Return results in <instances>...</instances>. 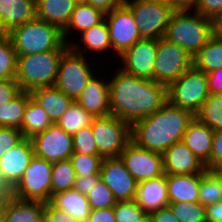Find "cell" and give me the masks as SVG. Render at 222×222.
Returning a JSON list of instances; mask_svg holds the SVG:
<instances>
[{
	"label": "cell",
	"mask_w": 222,
	"mask_h": 222,
	"mask_svg": "<svg viewBox=\"0 0 222 222\" xmlns=\"http://www.w3.org/2000/svg\"><path fill=\"white\" fill-rule=\"evenodd\" d=\"M75 0H41L36 7V17L63 30L75 9Z\"/></svg>",
	"instance_id": "cell-26"
},
{
	"label": "cell",
	"mask_w": 222,
	"mask_h": 222,
	"mask_svg": "<svg viewBox=\"0 0 222 222\" xmlns=\"http://www.w3.org/2000/svg\"><path fill=\"white\" fill-rule=\"evenodd\" d=\"M31 97L44 109L56 124L74 101L55 86L39 87L30 92Z\"/></svg>",
	"instance_id": "cell-24"
},
{
	"label": "cell",
	"mask_w": 222,
	"mask_h": 222,
	"mask_svg": "<svg viewBox=\"0 0 222 222\" xmlns=\"http://www.w3.org/2000/svg\"><path fill=\"white\" fill-rule=\"evenodd\" d=\"M198 0H172V7L175 10L195 9Z\"/></svg>",
	"instance_id": "cell-54"
},
{
	"label": "cell",
	"mask_w": 222,
	"mask_h": 222,
	"mask_svg": "<svg viewBox=\"0 0 222 222\" xmlns=\"http://www.w3.org/2000/svg\"><path fill=\"white\" fill-rule=\"evenodd\" d=\"M206 222H222V200L205 207Z\"/></svg>",
	"instance_id": "cell-53"
},
{
	"label": "cell",
	"mask_w": 222,
	"mask_h": 222,
	"mask_svg": "<svg viewBox=\"0 0 222 222\" xmlns=\"http://www.w3.org/2000/svg\"><path fill=\"white\" fill-rule=\"evenodd\" d=\"M50 202L57 209L67 212L79 222H86L91 210L87 195L74 189L53 194Z\"/></svg>",
	"instance_id": "cell-27"
},
{
	"label": "cell",
	"mask_w": 222,
	"mask_h": 222,
	"mask_svg": "<svg viewBox=\"0 0 222 222\" xmlns=\"http://www.w3.org/2000/svg\"><path fill=\"white\" fill-rule=\"evenodd\" d=\"M112 49L118 56L143 39L131 10L123 4L105 14Z\"/></svg>",
	"instance_id": "cell-12"
},
{
	"label": "cell",
	"mask_w": 222,
	"mask_h": 222,
	"mask_svg": "<svg viewBox=\"0 0 222 222\" xmlns=\"http://www.w3.org/2000/svg\"><path fill=\"white\" fill-rule=\"evenodd\" d=\"M209 94H222V68L207 74Z\"/></svg>",
	"instance_id": "cell-50"
},
{
	"label": "cell",
	"mask_w": 222,
	"mask_h": 222,
	"mask_svg": "<svg viewBox=\"0 0 222 222\" xmlns=\"http://www.w3.org/2000/svg\"><path fill=\"white\" fill-rule=\"evenodd\" d=\"M163 162L165 174H201L207 170L183 141L176 142L163 153Z\"/></svg>",
	"instance_id": "cell-18"
},
{
	"label": "cell",
	"mask_w": 222,
	"mask_h": 222,
	"mask_svg": "<svg viewBox=\"0 0 222 222\" xmlns=\"http://www.w3.org/2000/svg\"><path fill=\"white\" fill-rule=\"evenodd\" d=\"M179 222H206L205 207L198 202L169 203Z\"/></svg>",
	"instance_id": "cell-37"
},
{
	"label": "cell",
	"mask_w": 222,
	"mask_h": 222,
	"mask_svg": "<svg viewBox=\"0 0 222 222\" xmlns=\"http://www.w3.org/2000/svg\"><path fill=\"white\" fill-rule=\"evenodd\" d=\"M134 200L147 214L168 206L166 174L139 182Z\"/></svg>",
	"instance_id": "cell-20"
},
{
	"label": "cell",
	"mask_w": 222,
	"mask_h": 222,
	"mask_svg": "<svg viewBox=\"0 0 222 222\" xmlns=\"http://www.w3.org/2000/svg\"><path fill=\"white\" fill-rule=\"evenodd\" d=\"M67 50H52L17 57L15 80L20 90L31 92L39 87L55 85L59 63Z\"/></svg>",
	"instance_id": "cell-5"
},
{
	"label": "cell",
	"mask_w": 222,
	"mask_h": 222,
	"mask_svg": "<svg viewBox=\"0 0 222 222\" xmlns=\"http://www.w3.org/2000/svg\"><path fill=\"white\" fill-rule=\"evenodd\" d=\"M4 198H5V195L3 193H0V209H1V205H2Z\"/></svg>",
	"instance_id": "cell-58"
},
{
	"label": "cell",
	"mask_w": 222,
	"mask_h": 222,
	"mask_svg": "<svg viewBox=\"0 0 222 222\" xmlns=\"http://www.w3.org/2000/svg\"><path fill=\"white\" fill-rule=\"evenodd\" d=\"M87 199L91 210L113 208L117 202L111 190L101 179L87 195Z\"/></svg>",
	"instance_id": "cell-41"
},
{
	"label": "cell",
	"mask_w": 222,
	"mask_h": 222,
	"mask_svg": "<svg viewBox=\"0 0 222 222\" xmlns=\"http://www.w3.org/2000/svg\"><path fill=\"white\" fill-rule=\"evenodd\" d=\"M109 80L110 114L131 125L158 111L167 101V86L120 70Z\"/></svg>",
	"instance_id": "cell-1"
},
{
	"label": "cell",
	"mask_w": 222,
	"mask_h": 222,
	"mask_svg": "<svg viewBox=\"0 0 222 222\" xmlns=\"http://www.w3.org/2000/svg\"><path fill=\"white\" fill-rule=\"evenodd\" d=\"M86 222H116L113 208L90 210Z\"/></svg>",
	"instance_id": "cell-49"
},
{
	"label": "cell",
	"mask_w": 222,
	"mask_h": 222,
	"mask_svg": "<svg viewBox=\"0 0 222 222\" xmlns=\"http://www.w3.org/2000/svg\"><path fill=\"white\" fill-rule=\"evenodd\" d=\"M18 56L38 54L52 50H68L62 30L35 17L7 33Z\"/></svg>",
	"instance_id": "cell-4"
},
{
	"label": "cell",
	"mask_w": 222,
	"mask_h": 222,
	"mask_svg": "<svg viewBox=\"0 0 222 222\" xmlns=\"http://www.w3.org/2000/svg\"><path fill=\"white\" fill-rule=\"evenodd\" d=\"M73 138V152L84 155H99L94 136L91 131V126H87L74 135Z\"/></svg>",
	"instance_id": "cell-42"
},
{
	"label": "cell",
	"mask_w": 222,
	"mask_h": 222,
	"mask_svg": "<svg viewBox=\"0 0 222 222\" xmlns=\"http://www.w3.org/2000/svg\"><path fill=\"white\" fill-rule=\"evenodd\" d=\"M70 160L75 170L76 177L100 176V168L103 158L100 155H84L74 153Z\"/></svg>",
	"instance_id": "cell-38"
},
{
	"label": "cell",
	"mask_w": 222,
	"mask_h": 222,
	"mask_svg": "<svg viewBox=\"0 0 222 222\" xmlns=\"http://www.w3.org/2000/svg\"><path fill=\"white\" fill-rule=\"evenodd\" d=\"M156 1L164 2V3L170 4L172 6V0H156Z\"/></svg>",
	"instance_id": "cell-59"
},
{
	"label": "cell",
	"mask_w": 222,
	"mask_h": 222,
	"mask_svg": "<svg viewBox=\"0 0 222 222\" xmlns=\"http://www.w3.org/2000/svg\"><path fill=\"white\" fill-rule=\"evenodd\" d=\"M193 66L206 74L222 68V35L218 30L193 57Z\"/></svg>",
	"instance_id": "cell-29"
},
{
	"label": "cell",
	"mask_w": 222,
	"mask_h": 222,
	"mask_svg": "<svg viewBox=\"0 0 222 222\" xmlns=\"http://www.w3.org/2000/svg\"><path fill=\"white\" fill-rule=\"evenodd\" d=\"M94 75L85 55L75 53L69 48L60 60L54 86L76 100Z\"/></svg>",
	"instance_id": "cell-10"
},
{
	"label": "cell",
	"mask_w": 222,
	"mask_h": 222,
	"mask_svg": "<svg viewBox=\"0 0 222 222\" xmlns=\"http://www.w3.org/2000/svg\"><path fill=\"white\" fill-rule=\"evenodd\" d=\"M169 203L198 202L201 174H166Z\"/></svg>",
	"instance_id": "cell-25"
},
{
	"label": "cell",
	"mask_w": 222,
	"mask_h": 222,
	"mask_svg": "<svg viewBox=\"0 0 222 222\" xmlns=\"http://www.w3.org/2000/svg\"><path fill=\"white\" fill-rule=\"evenodd\" d=\"M195 115L167 101L158 111L131 125V141L138 147L164 153L182 141Z\"/></svg>",
	"instance_id": "cell-2"
},
{
	"label": "cell",
	"mask_w": 222,
	"mask_h": 222,
	"mask_svg": "<svg viewBox=\"0 0 222 222\" xmlns=\"http://www.w3.org/2000/svg\"><path fill=\"white\" fill-rule=\"evenodd\" d=\"M105 19V13L94 8L92 5L85 2L77 3L74 11L71 14L67 26L62 30L64 41L69 44L68 34L70 29H75L82 33L91 27L101 23Z\"/></svg>",
	"instance_id": "cell-28"
},
{
	"label": "cell",
	"mask_w": 222,
	"mask_h": 222,
	"mask_svg": "<svg viewBox=\"0 0 222 222\" xmlns=\"http://www.w3.org/2000/svg\"><path fill=\"white\" fill-rule=\"evenodd\" d=\"M77 3L85 2V0H75Z\"/></svg>",
	"instance_id": "cell-63"
},
{
	"label": "cell",
	"mask_w": 222,
	"mask_h": 222,
	"mask_svg": "<svg viewBox=\"0 0 222 222\" xmlns=\"http://www.w3.org/2000/svg\"><path fill=\"white\" fill-rule=\"evenodd\" d=\"M93 119L94 117L74 100L56 124L68 134L74 135L91 126Z\"/></svg>",
	"instance_id": "cell-33"
},
{
	"label": "cell",
	"mask_w": 222,
	"mask_h": 222,
	"mask_svg": "<svg viewBox=\"0 0 222 222\" xmlns=\"http://www.w3.org/2000/svg\"><path fill=\"white\" fill-rule=\"evenodd\" d=\"M33 156L34 148L31 139L24 138L0 157V171L12 188L22 179Z\"/></svg>",
	"instance_id": "cell-17"
},
{
	"label": "cell",
	"mask_w": 222,
	"mask_h": 222,
	"mask_svg": "<svg viewBox=\"0 0 222 222\" xmlns=\"http://www.w3.org/2000/svg\"><path fill=\"white\" fill-rule=\"evenodd\" d=\"M158 39H141L122 54L121 68L138 78L154 80V63L157 54Z\"/></svg>",
	"instance_id": "cell-16"
},
{
	"label": "cell",
	"mask_w": 222,
	"mask_h": 222,
	"mask_svg": "<svg viewBox=\"0 0 222 222\" xmlns=\"http://www.w3.org/2000/svg\"><path fill=\"white\" fill-rule=\"evenodd\" d=\"M24 139L21 130L16 128L0 127V157L9 149Z\"/></svg>",
	"instance_id": "cell-44"
},
{
	"label": "cell",
	"mask_w": 222,
	"mask_h": 222,
	"mask_svg": "<svg viewBox=\"0 0 222 222\" xmlns=\"http://www.w3.org/2000/svg\"><path fill=\"white\" fill-rule=\"evenodd\" d=\"M151 222H179L169 206L148 214Z\"/></svg>",
	"instance_id": "cell-51"
},
{
	"label": "cell",
	"mask_w": 222,
	"mask_h": 222,
	"mask_svg": "<svg viewBox=\"0 0 222 222\" xmlns=\"http://www.w3.org/2000/svg\"><path fill=\"white\" fill-rule=\"evenodd\" d=\"M35 17L36 7L30 0H0V30L4 33Z\"/></svg>",
	"instance_id": "cell-23"
},
{
	"label": "cell",
	"mask_w": 222,
	"mask_h": 222,
	"mask_svg": "<svg viewBox=\"0 0 222 222\" xmlns=\"http://www.w3.org/2000/svg\"><path fill=\"white\" fill-rule=\"evenodd\" d=\"M214 131L196 117L185 131L183 142L195 156L210 170V154L212 151Z\"/></svg>",
	"instance_id": "cell-22"
},
{
	"label": "cell",
	"mask_w": 222,
	"mask_h": 222,
	"mask_svg": "<svg viewBox=\"0 0 222 222\" xmlns=\"http://www.w3.org/2000/svg\"><path fill=\"white\" fill-rule=\"evenodd\" d=\"M222 167V130L214 131L210 169Z\"/></svg>",
	"instance_id": "cell-47"
},
{
	"label": "cell",
	"mask_w": 222,
	"mask_h": 222,
	"mask_svg": "<svg viewBox=\"0 0 222 222\" xmlns=\"http://www.w3.org/2000/svg\"><path fill=\"white\" fill-rule=\"evenodd\" d=\"M140 222H151L150 221V216L147 215L143 220H141Z\"/></svg>",
	"instance_id": "cell-60"
},
{
	"label": "cell",
	"mask_w": 222,
	"mask_h": 222,
	"mask_svg": "<svg viewBox=\"0 0 222 222\" xmlns=\"http://www.w3.org/2000/svg\"><path fill=\"white\" fill-rule=\"evenodd\" d=\"M91 131L102 158L120 156L132 138L131 124L111 114L94 117Z\"/></svg>",
	"instance_id": "cell-7"
},
{
	"label": "cell",
	"mask_w": 222,
	"mask_h": 222,
	"mask_svg": "<svg viewBox=\"0 0 222 222\" xmlns=\"http://www.w3.org/2000/svg\"><path fill=\"white\" fill-rule=\"evenodd\" d=\"M53 123L44 109L30 97L24 111L21 133L24 138L31 139L34 135L44 132Z\"/></svg>",
	"instance_id": "cell-31"
},
{
	"label": "cell",
	"mask_w": 222,
	"mask_h": 222,
	"mask_svg": "<svg viewBox=\"0 0 222 222\" xmlns=\"http://www.w3.org/2000/svg\"><path fill=\"white\" fill-rule=\"evenodd\" d=\"M197 13L213 20L216 24L222 21V0H198Z\"/></svg>",
	"instance_id": "cell-43"
},
{
	"label": "cell",
	"mask_w": 222,
	"mask_h": 222,
	"mask_svg": "<svg viewBox=\"0 0 222 222\" xmlns=\"http://www.w3.org/2000/svg\"><path fill=\"white\" fill-rule=\"evenodd\" d=\"M195 117L213 131L222 130V94H210Z\"/></svg>",
	"instance_id": "cell-34"
},
{
	"label": "cell",
	"mask_w": 222,
	"mask_h": 222,
	"mask_svg": "<svg viewBox=\"0 0 222 222\" xmlns=\"http://www.w3.org/2000/svg\"><path fill=\"white\" fill-rule=\"evenodd\" d=\"M75 180L76 174L70 159L54 162L52 166L51 198L57 192L73 189Z\"/></svg>",
	"instance_id": "cell-35"
},
{
	"label": "cell",
	"mask_w": 222,
	"mask_h": 222,
	"mask_svg": "<svg viewBox=\"0 0 222 222\" xmlns=\"http://www.w3.org/2000/svg\"><path fill=\"white\" fill-rule=\"evenodd\" d=\"M99 175L116 201L135 199L138 182L127 170L120 156L103 158Z\"/></svg>",
	"instance_id": "cell-15"
},
{
	"label": "cell",
	"mask_w": 222,
	"mask_h": 222,
	"mask_svg": "<svg viewBox=\"0 0 222 222\" xmlns=\"http://www.w3.org/2000/svg\"><path fill=\"white\" fill-rule=\"evenodd\" d=\"M17 54L7 33L0 32V80H15Z\"/></svg>",
	"instance_id": "cell-36"
},
{
	"label": "cell",
	"mask_w": 222,
	"mask_h": 222,
	"mask_svg": "<svg viewBox=\"0 0 222 222\" xmlns=\"http://www.w3.org/2000/svg\"><path fill=\"white\" fill-rule=\"evenodd\" d=\"M100 180V176L76 177L73 189L81 194L88 195Z\"/></svg>",
	"instance_id": "cell-48"
},
{
	"label": "cell",
	"mask_w": 222,
	"mask_h": 222,
	"mask_svg": "<svg viewBox=\"0 0 222 222\" xmlns=\"http://www.w3.org/2000/svg\"><path fill=\"white\" fill-rule=\"evenodd\" d=\"M0 222H3L1 211H0Z\"/></svg>",
	"instance_id": "cell-62"
},
{
	"label": "cell",
	"mask_w": 222,
	"mask_h": 222,
	"mask_svg": "<svg viewBox=\"0 0 222 222\" xmlns=\"http://www.w3.org/2000/svg\"><path fill=\"white\" fill-rule=\"evenodd\" d=\"M52 166V162L34 155L11 195L23 200L50 202Z\"/></svg>",
	"instance_id": "cell-9"
},
{
	"label": "cell",
	"mask_w": 222,
	"mask_h": 222,
	"mask_svg": "<svg viewBox=\"0 0 222 222\" xmlns=\"http://www.w3.org/2000/svg\"><path fill=\"white\" fill-rule=\"evenodd\" d=\"M193 65V58L178 44L158 39L154 81L169 86Z\"/></svg>",
	"instance_id": "cell-11"
},
{
	"label": "cell",
	"mask_w": 222,
	"mask_h": 222,
	"mask_svg": "<svg viewBox=\"0 0 222 222\" xmlns=\"http://www.w3.org/2000/svg\"><path fill=\"white\" fill-rule=\"evenodd\" d=\"M20 91L16 80H0V107L12 100Z\"/></svg>",
	"instance_id": "cell-46"
},
{
	"label": "cell",
	"mask_w": 222,
	"mask_h": 222,
	"mask_svg": "<svg viewBox=\"0 0 222 222\" xmlns=\"http://www.w3.org/2000/svg\"><path fill=\"white\" fill-rule=\"evenodd\" d=\"M222 200V191L217 179L208 171L201 173L199 187V202L204 206L214 204Z\"/></svg>",
	"instance_id": "cell-39"
},
{
	"label": "cell",
	"mask_w": 222,
	"mask_h": 222,
	"mask_svg": "<svg viewBox=\"0 0 222 222\" xmlns=\"http://www.w3.org/2000/svg\"><path fill=\"white\" fill-rule=\"evenodd\" d=\"M44 204L6 195L0 209L3 222H43Z\"/></svg>",
	"instance_id": "cell-19"
},
{
	"label": "cell",
	"mask_w": 222,
	"mask_h": 222,
	"mask_svg": "<svg viewBox=\"0 0 222 222\" xmlns=\"http://www.w3.org/2000/svg\"><path fill=\"white\" fill-rule=\"evenodd\" d=\"M113 212L116 222H140L148 215L135 200L117 201Z\"/></svg>",
	"instance_id": "cell-40"
},
{
	"label": "cell",
	"mask_w": 222,
	"mask_h": 222,
	"mask_svg": "<svg viewBox=\"0 0 222 222\" xmlns=\"http://www.w3.org/2000/svg\"><path fill=\"white\" fill-rule=\"evenodd\" d=\"M125 0H85V3L92 5L94 8L107 14L113 9L124 4Z\"/></svg>",
	"instance_id": "cell-52"
},
{
	"label": "cell",
	"mask_w": 222,
	"mask_h": 222,
	"mask_svg": "<svg viewBox=\"0 0 222 222\" xmlns=\"http://www.w3.org/2000/svg\"><path fill=\"white\" fill-rule=\"evenodd\" d=\"M81 40L83 42L84 48L77 45V43L73 42L69 44L70 48L78 54L82 55V50L89 51V53H98L108 51L109 48H112V44L110 41L109 29L106 20L104 19L101 23L91 27L82 32ZM76 45V46H75ZM92 51V52H91Z\"/></svg>",
	"instance_id": "cell-30"
},
{
	"label": "cell",
	"mask_w": 222,
	"mask_h": 222,
	"mask_svg": "<svg viewBox=\"0 0 222 222\" xmlns=\"http://www.w3.org/2000/svg\"><path fill=\"white\" fill-rule=\"evenodd\" d=\"M43 222H79L67 212L57 209L51 202L44 204Z\"/></svg>",
	"instance_id": "cell-45"
},
{
	"label": "cell",
	"mask_w": 222,
	"mask_h": 222,
	"mask_svg": "<svg viewBox=\"0 0 222 222\" xmlns=\"http://www.w3.org/2000/svg\"><path fill=\"white\" fill-rule=\"evenodd\" d=\"M94 75L81 95L75 100L93 117L110 115L109 81L103 82Z\"/></svg>",
	"instance_id": "cell-21"
},
{
	"label": "cell",
	"mask_w": 222,
	"mask_h": 222,
	"mask_svg": "<svg viewBox=\"0 0 222 222\" xmlns=\"http://www.w3.org/2000/svg\"><path fill=\"white\" fill-rule=\"evenodd\" d=\"M30 92L20 91L12 100L0 107V127L16 128L21 130L24 111Z\"/></svg>",
	"instance_id": "cell-32"
},
{
	"label": "cell",
	"mask_w": 222,
	"mask_h": 222,
	"mask_svg": "<svg viewBox=\"0 0 222 222\" xmlns=\"http://www.w3.org/2000/svg\"><path fill=\"white\" fill-rule=\"evenodd\" d=\"M35 6L41 1V0H30Z\"/></svg>",
	"instance_id": "cell-61"
},
{
	"label": "cell",
	"mask_w": 222,
	"mask_h": 222,
	"mask_svg": "<svg viewBox=\"0 0 222 222\" xmlns=\"http://www.w3.org/2000/svg\"><path fill=\"white\" fill-rule=\"evenodd\" d=\"M124 4L131 10L142 38L164 37L170 18L175 12L170 4L156 0H125Z\"/></svg>",
	"instance_id": "cell-8"
},
{
	"label": "cell",
	"mask_w": 222,
	"mask_h": 222,
	"mask_svg": "<svg viewBox=\"0 0 222 222\" xmlns=\"http://www.w3.org/2000/svg\"><path fill=\"white\" fill-rule=\"evenodd\" d=\"M34 155L52 163L70 159L73 154V138L57 124L31 138Z\"/></svg>",
	"instance_id": "cell-14"
},
{
	"label": "cell",
	"mask_w": 222,
	"mask_h": 222,
	"mask_svg": "<svg viewBox=\"0 0 222 222\" xmlns=\"http://www.w3.org/2000/svg\"><path fill=\"white\" fill-rule=\"evenodd\" d=\"M208 171L217 179L222 191V167L213 168Z\"/></svg>",
	"instance_id": "cell-56"
},
{
	"label": "cell",
	"mask_w": 222,
	"mask_h": 222,
	"mask_svg": "<svg viewBox=\"0 0 222 222\" xmlns=\"http://www.w3.org/2000/svg\"><path fill=\"white\" fill-rule=\"evenodd\" d=\"M217 30L220 32V34L222 35V21H220L218 24H217Z\"/></svg>",
	"instance_id": "cell-57"
},
{
	"label": "cell",
	"mask_w": 222,
	"mask_h": 222,
	"mask_svg": "<svg viewBox=\"0 0 222 222\" xmlns=\"http://www.w3.org/2000/svg\"><path fill=\"white\" fill-rule=\"evenodd\" d=\"M209 95L207 74L193 65L167 87L168 101L194 115Z\"/></svg>",
	"instance_id": "cell-6"
},
{
	"label": "cell",
	"mask_w": 222,
	"mask_h": 222,
	"mask_svg": "<svg viewBox=\"0 0 222 222\" xmlns=\"http://www.w3.org/2000/svg\"><path fill=\"white\" fill-rule=\"evenodd\" d=\"M12 191L13 188L6 182L2 172L0 171V193H3L6 196L12 194Z\"/></svg>",
	"instance_id": "cell-55"
},
{
	"label": "cell",
	"mask_w": 222,
	"mask_h": 222,
	"mask_svg": "<svg viewBox=\"0 0 222 222\" xmlns=\"http://www.w3.org/2000/svg\"><path fill=\"white\" fill-rule=\"evenodd\" d=\"M189 12L175 10L163 38L178 44L193 58L217 31V24L196 11Z\"/></svg>",
	"instance_id": "cell-3"
},
{
	"label": "cell",
	"mask_w": 222,
	"mask_h": 222,
	"mask_svg": "<svg viewBox=\"0 0 222 222\" xmlns=\"http://www.w3.org/2000/svg\"><path fill=\"white\" fill-rule=\"evenodd\" d=\"M120 157L138 183L165 174L163 154L138 147L133 141L120 153Z\"/></svg>",
	"instance_id": "cell-13"
}]
</instances>
